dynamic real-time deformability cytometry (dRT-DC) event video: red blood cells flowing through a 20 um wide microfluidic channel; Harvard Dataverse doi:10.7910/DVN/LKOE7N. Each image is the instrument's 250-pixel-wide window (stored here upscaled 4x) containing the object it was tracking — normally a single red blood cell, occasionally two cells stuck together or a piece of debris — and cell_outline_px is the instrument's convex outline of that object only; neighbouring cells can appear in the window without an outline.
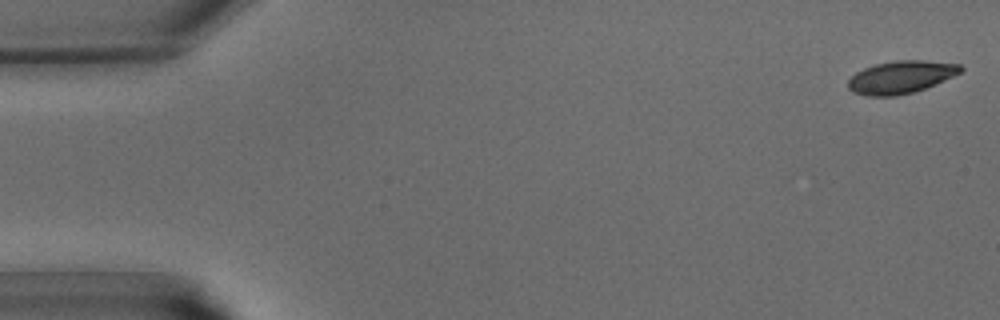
{"species": "common noctule bat (a hibernating species)", "species_latin": "Nyctalus noctula", "temperature_condition": "warm", "stored_images_in_passage": 9, "camera_frame_rate_fps": 3000, "um_per_image_px": 0.085, "animal": {"sex": "male", "body_mass_g": 15.6}, "frame": {"image": 1, "passage_image": 1, "time_ms": 0.0, "image_size_px": [1000, 320], "cell_outline_px": [[964, 68], [960, 72], [944, 80], [924, 88], [912, 92], [896, 96], [868, 96], [852, 92], [848, 88], [848, 80], [856, 72], [864, 68], [876, 64], [896, 60], [924, 60], [960, 64]], "centroid_in_image_um": [76.55, 6.55], "position_along_channel_um": 8.4, "area_um2": 21.21}}